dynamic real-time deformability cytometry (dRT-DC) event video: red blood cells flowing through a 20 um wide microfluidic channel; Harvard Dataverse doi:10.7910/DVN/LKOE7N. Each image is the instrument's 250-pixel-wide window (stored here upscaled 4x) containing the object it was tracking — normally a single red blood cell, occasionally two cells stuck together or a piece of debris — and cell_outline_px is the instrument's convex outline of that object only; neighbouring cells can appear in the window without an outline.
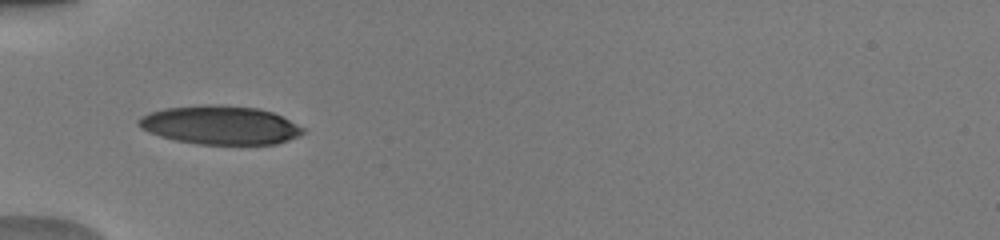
{"species": "human", "species_latin": "Homo sapiens", "temperature_condition": "warm", "stored_images_in_passage": 34, "camera_frame_rate_fps": 3000, "um_per_image_px": 0.085, "donor": {"sex": "male"}, "frame": {"image": 1, "passage_image": 1, "time_ms": 0.0, "image_size_px": [1000, 240], "cell_outline_px": [[304, 132], [300, 136], [276, 144], [200, 144], [176, 140], [160, 136], [148, 132], [140, 128], [136, 124], [136, 120], [140, 116], [148, 112], [164, 108], [204, 104], [220, 104], [256, 108], [272, 112], [304, 128]], "centroid_in_image_um": [18.65, 10.62], "position_along_channel_um": 66.3, "area_um2": 37.17}}
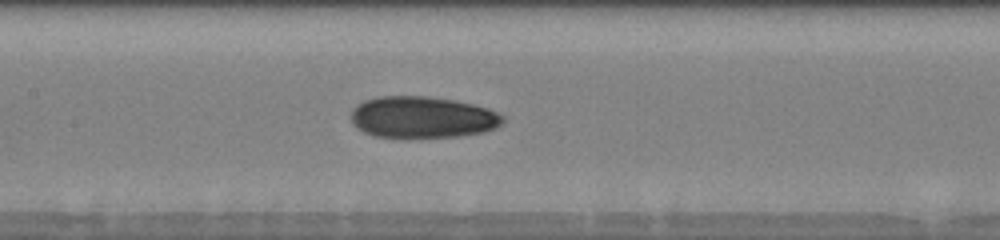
{"frame": {"image": 2, "passage_image": 9, "time_ms": 2.667, "image_size_px": [1000, 240], "cell_outline_px": [[504, 120], [496, 128], [484, 132], [460, 136], [376, 136], [364, 132], [356, 128], [352, 124], [352, 108], [356, 104], [364, 100], [380, 96], [428, 96], [452, 100], [472, 104], [488, 108], [504, 116]], "centroid_in_image_um": [35.89, 9.95], "position_along_channel_um": 171.5, "area_um2": 36.47}}
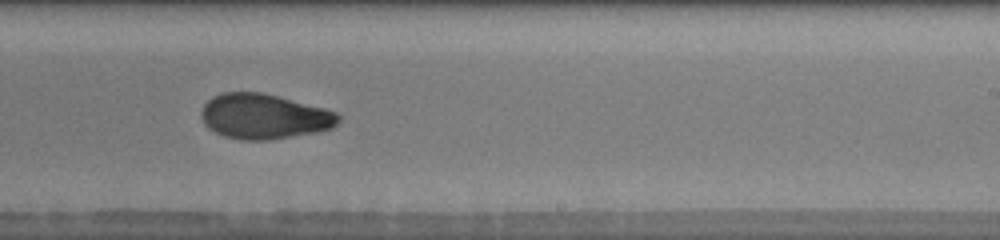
{"frame": {"image": 3, "passage_image": 16, "time_ms": 5.0, "image_size_px": [1000, 240], "cell_outline_px": [[340, 120], [332, 128], [320, 132], [268, 140], [244, 140], [224, 136], [208, 128], [204, 124], [200, 112], [204, 104], [212, 96], [220, 92], [260, 92], [340, 112]], "centroid_in_image_um": [22.45, 9.9], "position_along_channel_um": 266.5, "area_um2": 36.18}, "authors_computed_cell_mechanics": {"area_um2": 36.0672, "velocity_mm_per_s": 4.0896, "shape_relaxation_time_tau1_ms": 8.7485, "shape_relaxation_time_tau2_ms": 2.4848, "deformation_change_tau1": 0.2202, "deformation_change_tau2": 0.0766}}